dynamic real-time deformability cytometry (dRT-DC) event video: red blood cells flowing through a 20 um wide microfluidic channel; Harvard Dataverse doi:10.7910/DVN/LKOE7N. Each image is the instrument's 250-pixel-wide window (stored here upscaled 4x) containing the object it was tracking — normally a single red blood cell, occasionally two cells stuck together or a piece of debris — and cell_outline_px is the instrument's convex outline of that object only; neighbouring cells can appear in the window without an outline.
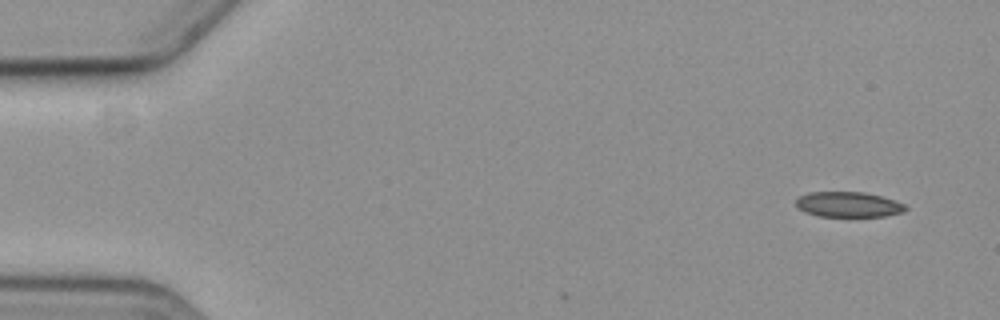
{"species": "common noctule bat (a hibernating species)", "species_latin": "Nyctalus noctula", "temperature_condition": "cold", "stored_images_in_passage": 5, "camera_frame_rate_fps": 3000, "um_per_image_px": 0.085, "animal": {"sex": "female", "body_mass_g": 19.3, "forearm_length_mm": 54.1}, "frame": {"image": 1, "passage_image": 1, "time_ms": 0.0, "image_size_px": [1000, 320], "cell_outline_px": [[908, 208], [904, 212], [884, 216], [816, 216], [804, 212], [796, 204], [796, 200], [800, 196], [808, 192], [864, 192], [880, 196], [904, 204]], "centroid_in_image_um": [72.1, 17.38], "position_along_channel_um": 12.9, "area_um2": 16.01}}
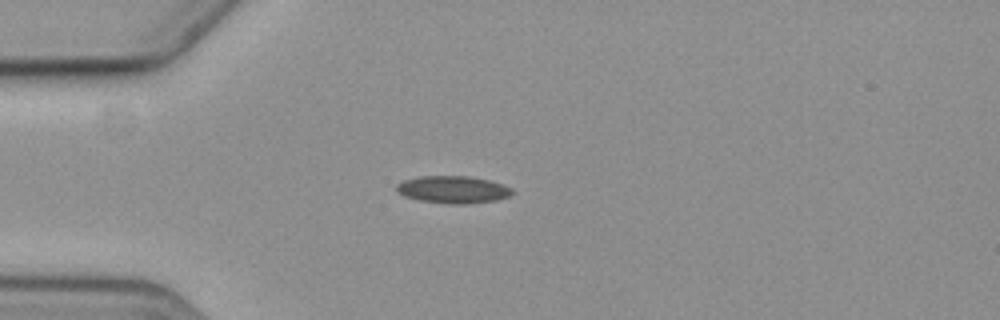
{"frame": {"image": 2, "passage_image": 4, "time_ms": 4.0, "image_size_px": [1000, 320], "cell_outline_px": [[512, 192], [508, 196], [496, 200], [468, 204], [448, 204], [420, 200], [404, 196], [396, 192], [396, 184], [404, 180], [420, 176], [468, 176], [488, 180], [512, 188]], "centroid_in_image_um": [38.46, 16.12], "position_along_channel_um": 46.5, "area_um2": 18.32}}